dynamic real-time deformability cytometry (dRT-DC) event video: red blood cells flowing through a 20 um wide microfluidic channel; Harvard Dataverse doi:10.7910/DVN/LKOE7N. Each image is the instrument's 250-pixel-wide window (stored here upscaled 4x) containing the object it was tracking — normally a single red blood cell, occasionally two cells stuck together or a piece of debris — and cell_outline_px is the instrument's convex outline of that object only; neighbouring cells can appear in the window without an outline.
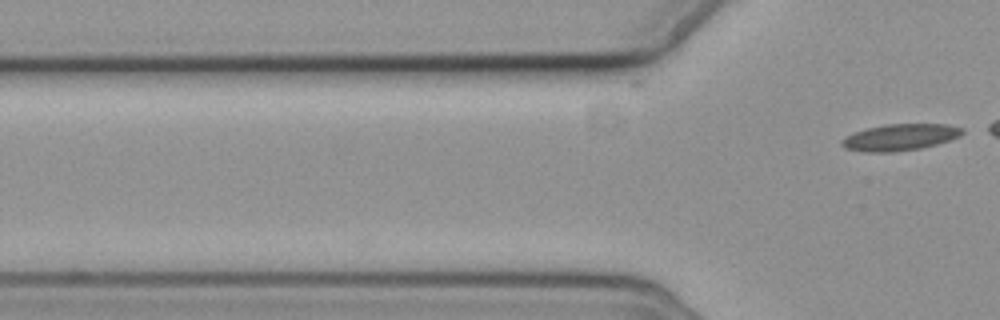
{"species": "common noctule bat (a hibernating species)", "species_latin": "Nyctalus noctula", "temperature_condition": "cold", "stored_images_in_passage": 2, "camera_frame_rate_fps": 3000, "um_per_image_px": 0.085, "animal": {"sex": "female", "body_mass_g": 19.3, "forearm_length_mm": 54.1}, "frame": {"image": 1, "passage_image": 2, "time_ms": 1.333, "image_size_px": [1000, 320], "cell_outline_px": [[964, 132], [960, 136], [936, 144], [920, 148], [892, 152], [864, 152], [844, 148], [840, 144], [840, 140], [856, 132], [868, 128], [888, 124], [948, 124], [964, 128]], "centroid_in_image_um": [76.51, 11.67], "position_along_channel_um": 49.3, "area_um2": 18.5}}